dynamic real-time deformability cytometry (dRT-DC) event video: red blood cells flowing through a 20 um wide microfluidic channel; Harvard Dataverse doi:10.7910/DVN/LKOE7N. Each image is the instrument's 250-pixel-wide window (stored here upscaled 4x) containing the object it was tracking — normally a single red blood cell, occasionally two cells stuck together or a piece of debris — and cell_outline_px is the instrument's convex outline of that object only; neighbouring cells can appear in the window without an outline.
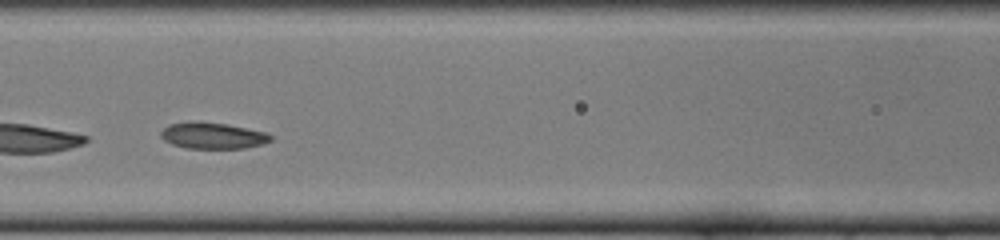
{"species": "common noctule bat (a hibernating species)", "species_latin": "Nyctalus noctula", "temperature_condition": "cold", "stored_images_in_passage": 14, "camera_frame_rate_fps": 3000, "um_per_image_px": 0.085, "animal": {"sex": "female", "body_mass_g": 22.0, "forearm_length_mm": 56.7}, "frame": {"image": 1, "passage_image": 12, "time_ms": 3.667, "image_size_px": [1000, 240], "cell_outline_px": [[272, 140], [260, 144], [244, 148], [188, 148], [172, 144], [164, 140], [160, 136], [160, 132], [168, 124], [192, 120], [200, 120], [228, 124], [264, 132], [272, 136]], "centroid_in_image_um": [18.02, 11.5], "position_along_channel_um": 148.6, "area_um2": 16.94}}